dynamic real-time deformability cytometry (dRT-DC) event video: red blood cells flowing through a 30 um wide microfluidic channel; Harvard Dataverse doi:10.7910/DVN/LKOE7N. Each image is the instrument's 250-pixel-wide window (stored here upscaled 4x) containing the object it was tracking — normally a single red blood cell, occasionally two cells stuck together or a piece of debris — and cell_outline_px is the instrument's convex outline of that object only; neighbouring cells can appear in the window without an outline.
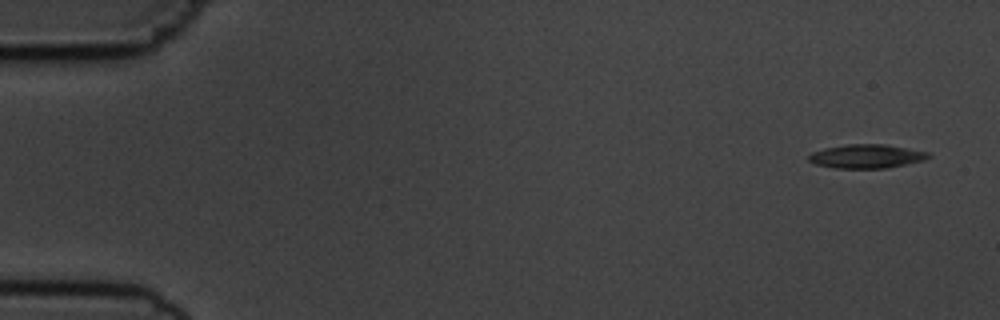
{"species": "common noctule bat (a hibernating species)", "species_latin": "Nyctalus noctula", "temperature_condition": "cold", "stored_images_in_passage": 5, "camera_frame_rate_fps": 3000, "um_per_image_px": 0.085, "animal": {"sex": "male", "body_mass_g": 19.5, "forearm_length_mm": 54.6}, "frame": {"image": 1, "passage_image": 1, "time_ms": 0.0, "image_size_px": [1000, 320], "cell_outline_px": [[932, 156], [924, 160], [888, 168], [836, 168], [816, 164], [808, 160], [808, 156], [812, 152], [824, 148], [848, 144], [884, 144], [908, 148], [928, 152]], "centroid_in_image_um": [73.66, 13.28], "position_along_channel_um": 11.3, "area_um2": 16.59}}
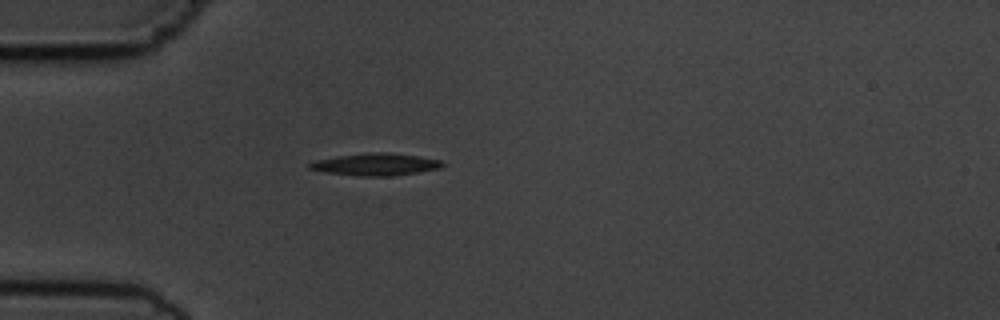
{"frame": {"image": 2, "passage_image": 5, "time_ms": 4.333, "image_size_px": [1000, 320], "cell_outline_px": [[444, 164], [440, 168], [392, 176], [360, 176], [324, 172], [308, 168], [308, 164], [316, 160], [336, 156], [376, 152], [384, 152], [416, 156], [444, 160]], "centroid_in_image_um": [31.93, 13.97], "position_along_channel_um": 53.1, "area_um2": 16.99}}